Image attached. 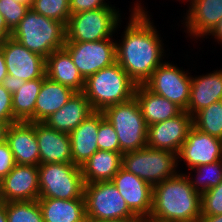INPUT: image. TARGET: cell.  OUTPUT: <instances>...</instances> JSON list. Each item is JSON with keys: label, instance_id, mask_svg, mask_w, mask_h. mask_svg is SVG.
Masks as SVG:
<instances>
[{"label": "cell", "instance_id": "obj_29", "mask_svg": "<svg viewBox=\"0 0 222 222\" xmlns=\"http://www.w3.org/2000/svg\"><path fill=\"white\" fill-rule=\"evenodd\" d=\"M188 171L190 172L185 173L182 170L179 172L184 173L194 190L202 194L222 182V159L214 163L196 166Z\"/></svg>", "mask_w": 222, "mask_h": 222}, {"label": "cell", "instance_id": "obj_17", "mask_svg": "<svg viewBox=\"0 0 222 222\" xmlns=\"http://www.w3.org/2000/svg\"><path fill=\"white\" fill-rule=\"evenodd\" d=\"M129 209L139 218L148 219L152 208L153 187L123 167L111 180Z\"/></svg>", "mask_w": 222, "mask_h": 222}, {"label": "cell", "instance_id": "obj_28", "mask_svg": "<svg viewBox=\"0 0 222 222\" xmlns=\"http://www.w3.org/2000/svg\"><path fill=\"white\" fill-rule=\"evenodd\" d=\"M43 79L26 81L12 94L13 116L17 121L35 122V103Z\"/></svg>", "mask_w": 222, "mask_h": 222}, {"label": "cell", "instance_id": "obj_46", "mask_svg": "<svg viewBox=\"0 0 222 222\" xmlns=\"http://www.w3.org/2000/svg\"><path fill=\"white\" fill-rule=\"evenodd\" d=\"M0 222H7L6 203L0 202Z\"/></svg>", "mask_w": 222, "mask_h": 222}, {"label": "cell", "instance_id": "obj_36", "mask_svg": "<svg viewBox=\"0 0 222 222\" xmlns=\"http://www.w3.org/2000/svg\"><path fill=\"white\" fill-rule=\"evenodd\" d=\"M0 122H17L13 116L12 94L0 84Z\"/></svg>", "mask_w": 222, "mask_h": 222}, {"label": "cell", "instance_id": "obj_6", "mask_svg": "<svg viewBox=\"0 0 222 222\" xmlns=\"http://www.w3.org/2000/svg\"><path fill=\"white\" fill-rule=\"evenodd\" d=\"M103 114L116 131L120 153L147 146V124L135 97L106 108Z\"/></svg>", "mask_w": 222, "mask_h": 222}, {"label": "cell", "instance_id": "obj_48", "mask_svg": "<svg viewBox=\"0 0 222 222\" xmlns=\"http://www.w3.org/2000/svg\"><path fill=\"white\" fill-rule=\"evenodd\" d=\"M137 222H153V221H150L148 219H139Z\"/></svg>", "mask_w": 222, "mask_h": 222}, {"label": "cell", "instance_id": "obj_5", "mask_svg": "<svg viewBox=\"0 0 222 222\" xmlns=\"http://www.w3.org/2000/svg\"><path fill=\"white\" fill-rule=\"evenodd\" d=\"M113 6L71 14L65 42H94L113 38L122 22L119 8ZM118 29V30H117Z\"/></svg>", "mask_w": 222, "mask_h": 222}, {"label": "cell", "instance_id": "obj_22", "mask_svg": "<svg viewBox=\"0 0 222 222\" xmlns=\"http://www.w3.org/2000/svg\"><path fill=\"white\" fill-rule=\"evenodd\" d=\"M93 112L85 94L76 92L60 110L43 123L54 130L69 134Z\"/></svg>", "mask_w": 222, "mask_h": 222}, {"label": "cell", "instance_id": "obj_12", "mask_svg": "<svg viewBox=\"0 0 222 222\" xmlns=\"http://www.w3.org/2000/svg\"><path fill=\"white\" fill-rule=\"evenodd\" d=\"M0 50L5 58L8 75L25 81L43 79L46 76V59L31 52L12 37L0 46Z\"/></svg>", "mask_w": 222, "mask_h": 222}, {"label": "cell", "instance_id": "obj_35", "mask_svg": "<svg viewBox=\"0 0 222 222\" xmlns=\"http://www.w3.org/2000/svg\"><path fill=\"white\" fill-rule=\"evenodd\" d=\"M222 214V182L201 194V215Z\"/></svg>", "mask_w": 222, "mask_h": 222}, {"label": "cell", "instance_id": "obj_27", "mask_svg": "<svg viewBox=\"0 0 222 222\" xmlns=\"http://www.w3.org/2000/svg\"><path fill=\"white\" fill-rule=\"evenodd\" d=\"M122 167V153L97 150L82 166L84 183L111 181Z\"/></svg>", "mask_w": 222, "mask_h": 222}, {"label": "cell", "instance_id": "obj_16", "mask_svg": "<svg viewBox=\"0 0 222 222\" xmlns=\"http://www.w3.org/2000/svg\"><path fill=\"white\" fill-rule=\"evenodd\" d=\"M0 195L3 203L38 200L40 195L38 166L16 164L0 180Z\"/></svg>", "mask_w": 222, "mask_h": 222}, {"label": "cell", "instance_id": "obj_15", "mask_svg": "<svg viewBox=\"0 0 222 222\" xmlns=\"http://www.w3.org/2000/svg\"><path fill=\"white\" fill-rule=\"evenodd\" d=\"M193 126L192 116L182 111L174 118L147 126V146L178 154Z\"/></svg>", "mask_w": 222, "mask_h": 222}, {"label": "cell", "instance_id": "obj_40", "mask_svg": "<svg viewBox=\"0 0 222 222\" xmlns=\"http://www.w3.org/2000/svg\"><path fill=\"white\" fill-rule=\"evenodd\" d=\"M12 31L7 27L4 17L0 13V46L11 37Z\"/></svg>", "mask_w": 222, "mask_h": 222}, {"label": "cell", "instance_id": "obj_19", "mask_svg": "<svg viewBox=\"0 0 222 222\" xmlns=\"http://www.w3.org/2000/svg\"><path fill=\"white\" fill-rule=\"evenodd\" d=\"M35 131L40 164L73 163L68 133L54 130L43 122H35Z\"/></svg>", "mask_w": 222, "mask_h": 222}, {"label": "cell", "instance_id": "obj_10", "mask_svg": "<svg viewBox=\"0 0 222 222\" xmlns=\"http://www.w3.org/2000/svg\"><path fill=\"white\" fill-rule=\"evenodd\" d=\"M165 60L151 74L144 86L153 93L165 97L179 106L183 111L187 110L190 100L191 72L178 67L175 63Z\"/></svg>", "mask_w": 222, "mask_h": 222}, {"label": "cell", "instance_id": "obj_14", "mask_svg": "<svg viewBox=\"0 0 222 222\" xmlns=\"http://www.w3.org/2000/svg\"><path fill=\"white\" fill-rule=\"evenodd\" d=\"M185 3L188 10L183 13L181 24L188 34L186 38L202 42L222 19V0H185Z\"/></svg>", "mask_w": 222, "mask_h": 222}, {"label": "cell", "instance_id": "obj_3", "mask_svg": "<svg viewBox=\"0 0 222 222\" xmlns=\"http://www.w3.org/2000/svg\"><path fill=\"white\" fill-rule=\"evenodd\" d=\"M137 84L122 67L115 62L87 77L83 93L93 111L103 112L106 108L123 103L135 96Z\"/></svg>", "mask_w": 222, "mask_h": 222}, {"label": "cell", "instance_id": "obj_8", "mask_svg": "<svg viewBox=\"0 0 222 222\" xmlns=\"http://www.w3.org/2000/svg\"><path fill=\"white\" fill-rule=\"evenodd\" d=\"M39 198H84L81 167L74 163H46L38 165Z\"/></svg>", "mask_w": 222, "mask_h": 222}, {"label": "cell", "instance_id": "obj_18", "mask_svg": "<svg viewBox=\"0 0 222 222\" xmlns=\"http://www.w3.org/2000/svg\"><path fill=\"white\" fill-rule=\"evenodd\" d=\"M6 142L13 153L16 164L33 166L40 164L35 122L17 121L11 123Z\"/></svg>", "mask_w": 222, "mask_h": 222}, {"label": "cell", "instance_id": "obj_32", "mask_svg": "<svg viewBox=\"0 0 222 222\" xmlns=\"http://www.w3.org/2000/svg\"><path fill=\"white\" fill-rule=\"evenodd\" d=\"M31 9L67 26L70 18L69 0H33Z\"/></svg>", "mask_w": 222, "mask_h": 222}, {"label": "cell", "instance_id": "obj_23", "mask_svg": "<svg viewBox=\"0 0 222 222\" xmlns=\"http://www.w3.org/2000/svg\"><path fill=\"white\" fill-rule=\"evenodd\" d=\"M134 97L147 126L174 118L183 111L175 103L153 93L144 85H137Z\"/></svg>", "mask_w": 222, "mask_h": 222}, {"label": "cell", "instance_id": "obj_34", "mask_svg": "<svg viewBox=\"0 0 222 222\" xmlns=\"http://www.w3.org/2000/svg\"><path fill=\"white\" fill-rule=\"evenodd\" d=\"M98 150L120 152V144L115 129L105 117L99 123L97 133Z\"/></svg>", "mask_w": 222, "mask_h": 222}, {"label": "cell", "instance_id": "obj_11", "mask_svg": "<svg viewBox=\"0 0 222 222\" xmlns=\"http://www.w3.org/2000/svg\"><path fill=\"white\" fill-rule=\"evenodd\" d=\"M63 48L84 79L116 62L114 38L94 42H65Z\"/></svg>", "mask_w": 222, "mask_h": 222}, {"label": "cell", "instance_id": "obj_4", "mask_svg": "<svg viewBox=\"0 0 222 222\" xmlns=\"http://www.w3.org/2000/svg\"><path fill=\"white\" fill-rule=\"evenodd\" d=\"M11 37L31 52L46 59L53 51L63 48L66 41V26L30 8L12 31Z\"/></svg>", "mask_w": 222, "mask_h": 222}, {"label": "cell", "instance_id": "obj_9", "mask_svg": "<svg viewBox=\"0 0 222 222\" xmlns=\"http://www.w3.org/2000/svg\"><path fill=\"white\" fill-rule=\"evenodd\" d=\"M84 200L87 218H138L127 206L112 181L85 183Z\"/></svg>", "mask_w": 222, "mask_h": 222}, {"label": "cell", "instance_id": "obj_45", "mask_svg": "<svg viewBox=\"0 0 222 222\" xmlns=\"http://www.w3.org/2000/svg\"><path fill=\"white\" fill-rule=\"evenodd\" d=\"M199 222H222L221 215H201Z\"/></svg>", "mask_w": 222, "mask_h": 222}, {"label": "cell", "instance_id": "obj_30", "mask_svg": "<svg viewBox=\"0 0 222 222\" xmlns=\"http://www.w3.org/2000/svg\"><path fill=\"white\" fill-rule=\"evenodd\" d=\"M192 122L199 131L222 140V100L196 112L192 116Z\"/></svg>", "mask_w": 222, "mask_h": 222}, {"label": "cell", "instance_id": "obj_37", "mask_svg": "<svg viewBox=\"0 0 222 222\" xmlns=\"http://www.w3.org/2000/svg\"><path fill=\"white\" fill-rule=\"evenodd\" d=\"M107 0H69L70 14L112 6ZM110 4V5H109Z\"/></svg>", "mask_w": 222, "mask_h": 222}, {"label": "cell", "instance_id": "obj_42", "mask_svg": "<svg viewBox=\"0 0 222 222\" xmlns=\"http://www.w3.org/2000/svg\"><path fill=\"white\" fill-rule=\"evenodd\" d=\"M138 220L139 218H115L106 220L86 218L85 222H137Z\"/></svg>", "mask_w": 222, "mask_h": 222}, {"label": "cell", "instance_id": "obj_24", "mask_svg": "<svg viewBox=\"0 0 222 222\" xmlns=\"http://www.w3.org/2000/svg\"><path fill=\"white\" fill-rule=\"evenodd\" d=\"M46 76L75 92H83L85 79L81 76L73 64L71 56L64 48L53 51L46 58Z\"/></svg>", "mask_w": 222, "mask_h": 222}, {"label": "cell", "instance_id": "obj_38", "mask_svg": "<svg viewBox=\"0 0 222 222\" xmlns=\"http://www.w3.org/2000/svg\"><path fill=\"white\" fill-rule=\"evenodd\" d=\"M16 165L13 153L7 142L0 144V180L4 178Z\"/></svg>", "mask_w": 222, "mask_h": 222}, {"label": "cell", "instance_id": "obj_1", "mask_svg": "<svg viewBox=\"0 0 222 222\" xmlns=\"http://www.w3.org/2000/svg\"><path fill=\"white\" fill-rule=\"evenodd\" d=\"M141 1L133 2L121 40H115L116 62L137 85H144L156 68L170 59L152 15Z\"/></svg>", "mask_w": 222, "mask_h": 222}, {"label": "cell", "instance_id": "obj_33", "mask_svg": "<svg viewBox=\"0 0 222 222\" xmlns=\"http://www.w3.org/2000/svg\"><path fill=\"white\" fill-rule=\"evenodd\" d=\"M30 7L14 0H0V13L7 27L13 31L24 18Z\"/></svg>", "mask_w": 222, "mask_h": 222}, {"label": "cell", "instance_id": "obj_41", "mask_svg": "<svg viewBox=\"0 0 222 222\" xmlns=\"http://www.w3.org/2000/svg\"><path fill=\"white\" fill-rule=\"evenodd\" d=\"M213 38L219 45H222V19L217 24V26L214 28V30L206 37V39Z\"/></svg>", "mask_w": 222, "mask_h": 222}, {"label": "cell", "instance_id": "obj_20", "mask_svg": "<svg viewBox=\"0 0 222 222\" xmlns=\"http://www.w3.org/2000/svg\"><path fill=\"white\" fill-rule=\"evenodd\" d=\"M103 112L94 111L69 133L72 159L81 167L97 150L99 123L104 118Z\"/></svg>", "mask_w": 222, "mask_h": 222}, {"label": "cell", "instance_id": "obj_7", "mask_svg": "<svg viewBox=\"0 0 222 222\" xmlns=\"http://www.w3.org/2000/svg\"><path fill=\"white\" fill-rule=\"evenodd\" d=\"M122 167L152 187L179 172L175 153L149 146L123 153Z\"/></svg>", "mask_w": 222, "mask_h": 222}, {"label": "cell", "instance_id": "obj_39", "mask_svg": "<svg viewBox=\"0 0 222 222\" xmlns=\"http://www.w3.org/2000/svg\"><path fill=\"white\" fill-rule=\"evenodd\" d=\"M25 82V80H17L14 76L7 75L2 82V85L7 91L13 94L17 92Z\"/></svg>", "mask_w": 222, "mask_h": 222}, {"label": "cell", "instance_id": "obj_21", "mask_svg": "<svg viewBox=\"0 0 222 222\" xmlns=\"http://www.w3.org/2000/svg\"><path fill=\"white\" fill-rule=\"evenodd\" d=\"M218 100H222V69L205 75H191L190 100L186 112L193 116Z\"/></svg>", "mask_w": 222, "mask_h": 222}, {"label": "cell", "instance_id": "obj_2", "mask_svg": "<svg viewBox=\"0 0 222 222\" xmlns=\"http://www.w3.org/2000/svg\"><path fill=\"white\" fill-rule=\"evenodd\" d=\"M201 194L194 190L184 173L178 172L153 186L152 208L148 220L153 222H199Z\"/></svg>", "mask_w": 222, "mask_h": 222}, {"label": "cell", "instance_id": "obj_44", "mask_svg": "<svg viewBox=\"0 0 222 222\" xmlns=\"http://www.w3.org/2000/svg\"><path fill=\"white\" fill-rule=\"evenodd\" d=\"M14 122H0V144L6 142L8 128Z\"/></svg>", "mask_w": 222, "mask_h": 222}, {"label": "cell", "instance_id": "obj_43", "mask_svg": "<svg viewBox=\"0 0 222 222\" xmlns=\"http://www.w3.org/2000/svg\"><path fill=\"white\" fill-rule=\"evenodd\" d=\"M7 75L8 73L5 58L2 51L0 50V84H2L3 80L6 78Z\"/></svg>", "mask_w": 222, "mask_h": 222}, {"label": "cell", "instance_id": "obj_47", "mask_svg": "<svg viewBox=\"0 0 222 222\" xmlns=\"http://www.w3.org/2000/svg\"><path fill=\"white\" fill-rule=\"evenodd\" d=\"M14 1L22 3V4L26 5V6H29L30 8H31L32 2H33V0H14Z\"/></svg>", "mask_w": 222, "mask_h": 222}, {"label": "cell", "instance_id": "obj_26", "mask_svg": "<svg viewBox=\"0 0 222 222\" xmlns=\"http://www.w3.org/2000/svg\"><path fill=\"white\" fill-rule=\"evenodd\" d=\"M44 222H85L84 198L71 200L57 198H38Z\"/></svg>", "mask_w": 222, "mask_h": 222}, {"label": "cell", "instance_id": "obj_25", "mask_svg": "<svg viewBox=\"0 0 222 222\" xmlns=\"http://www.w3.org/2000/svg\"><path fill=\"white\" fill-rule=\"evenodd\" d=\"M75 93L71 88L45 76L35 103V122H44L60 110Z\"/></svg>", "mask_w": 222, "mask_h": 222}, {"label": "cell", "instance_id": "obj_13", "mask_svg": "<svg viewBox=\"0 0 222 222\" xmlns=\"http://www.w3.org/2000/svg\"><path fill=\"white\" fill-rule=\"evenodd\" d=\"M222 159V140L199 131L192 126L177 154L178 171L180 162L189 170L196 166L214 163Z\"/></svg>", "mask_w": 222, "mask_h": 222}, {"label": "cell", "instance_id": "obj_31", "mask_svg": "<svg viewBox=\"0 0 222 222\" xmlns=\"http://www.w3.org/2000/svg\"><path fill=\"white\" fill-rule=\"evenodd\" d=\"M7 222H44L38 200L6 202Z\"/></svg>", "mask_w": 222, "mask_h": 222}]
</instances>
